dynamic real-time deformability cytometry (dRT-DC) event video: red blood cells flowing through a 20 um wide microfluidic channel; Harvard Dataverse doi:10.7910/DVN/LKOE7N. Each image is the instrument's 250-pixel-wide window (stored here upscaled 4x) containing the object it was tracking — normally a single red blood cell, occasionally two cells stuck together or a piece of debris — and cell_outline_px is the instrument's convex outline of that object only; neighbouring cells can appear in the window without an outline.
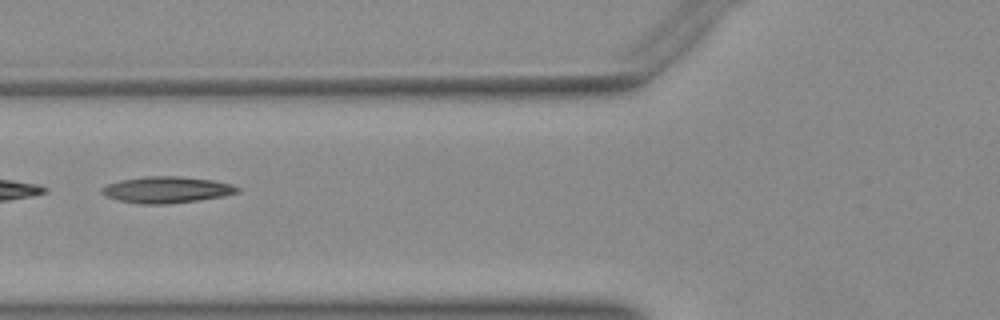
{"species": "Egyptian fruit bat (a non-hibernating species)", "species_latin": "Rousettus aegyptiacus", "temperature_condition": "warm", "stored_images_in_passage": 20, "camera_frame_rate_fps": 3000, "um_per_image_px": 0.085, "animal": {"sex": "female"}, "frame": {"image": 1, "passage_image": 8, "time_ms": 2.333, "image_size_px": [1000, 320], "cell_outline_px": [[240, 192], [224, 196], [196, 200], [164, 204], [140, 204], [120, 200], [108, 196], [100, 192], [100, 188], [108, 184], [120, 180], [144, 176], [180, 176], [216, 180], [232, 184], [240, 188]], "centroid_in_image_um": [14.2, 16.11], "position_along_channel_um": 111.6, "area_um2": 20.87}}
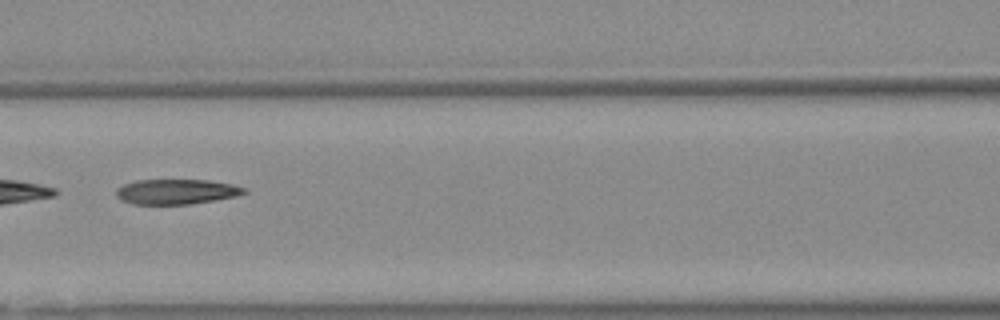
{"frame": {"image": 2, "passage_image": 11, "time_ms": 3.333, "image_size_px": [1000, 320], "cell_outline_px": [[248, 192], [236, 196], [192, 204], [132, 204], [116, 196], [116, 188], [124, 184], [136, 180], [208, 180], [232, 184], [244, 188]], "centroid_in_image_um": [14.99, 16.29], "position_along_channel_um": 151.6, "area_um2": 18.61}}